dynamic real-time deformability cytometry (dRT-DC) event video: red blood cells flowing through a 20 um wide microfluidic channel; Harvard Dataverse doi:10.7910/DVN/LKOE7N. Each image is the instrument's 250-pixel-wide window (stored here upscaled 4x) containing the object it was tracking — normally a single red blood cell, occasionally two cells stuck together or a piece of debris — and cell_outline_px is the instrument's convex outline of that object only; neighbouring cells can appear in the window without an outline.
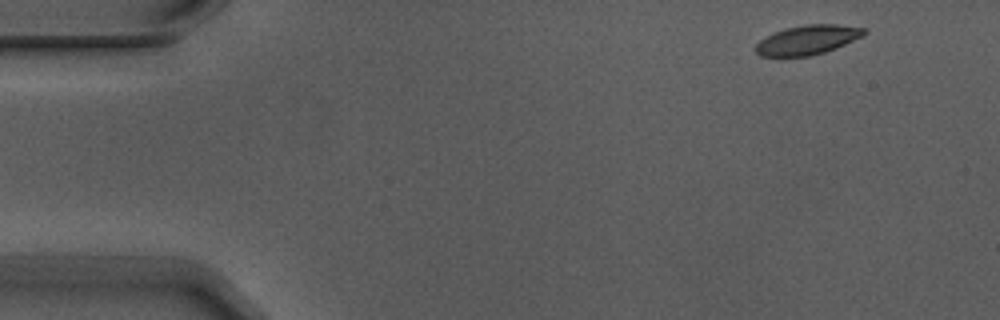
{"species": "Egyptian fruit bat (a non-hibernating species)", "species_latin": "Rousettus aegyptiacus", "temperature_condition": "warm", "stored_images_in_passage": 3, "camera_frame_rate_fps": 3000, "um_per_image_px": 0.085, "animal": {"sex": "male"}, "frame": {"image": 1, "passage_image": 1, "time_ms": 0.0, "image_size_px": [1000, 320], "cell_outline_px": [[868, 32], [864, 36], [836, 48], [824, 52], [808, 56], [760, 56], [756, 52], [756, 44], [760, 40], [784, 28], [804, 24], [836, 24], [864, 28]], "centroid_in_image_um": [68.68, 3.38], "position_along_channel_um": 16.3, "area_um2": 18.5}}